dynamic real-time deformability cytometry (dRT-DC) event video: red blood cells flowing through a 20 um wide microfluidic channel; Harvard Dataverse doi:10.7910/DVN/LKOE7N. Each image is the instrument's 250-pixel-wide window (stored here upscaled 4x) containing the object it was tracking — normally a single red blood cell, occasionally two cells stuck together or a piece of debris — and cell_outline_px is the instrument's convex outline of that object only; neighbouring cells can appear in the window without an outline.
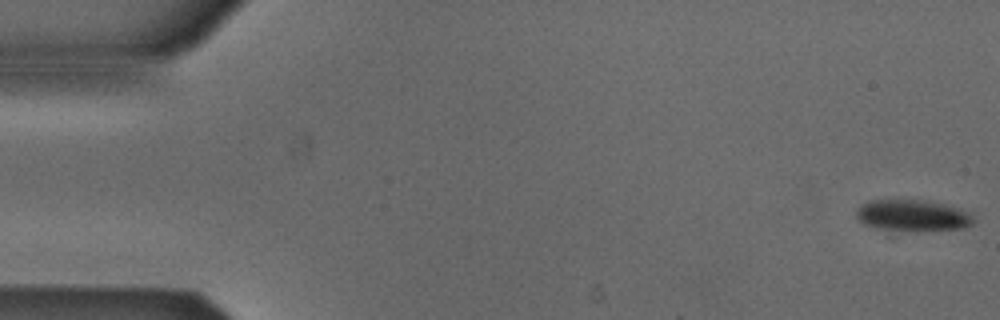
{"species": "Egyptian fruit bat (a non-hibernating species)", "species_latin": "Rousettus aegyptiacus", "temperature_condition": "cold", "stored_images_in_passage": 15, "camera_frame_rate_fps": 3000, "um_per_image_px": 0.085, "animal": {"sex": "male"}, "frame": {"image": 1, "passage_image": 1, "time_ms": 0.0, "image_size_px": [1000, 320], "cell_outline_px": [[976, 220], [972, 224], [964, 228], [876, 228], [864, 224], [856, 216], [856, 208], [860, 204], [868, 200], [928, 200], [960, 208], [972, 212]], "centroid_in_image_um": [77.59, 18.25], "position_along_channel_um": 7.4, "area_um2": 20.81}}
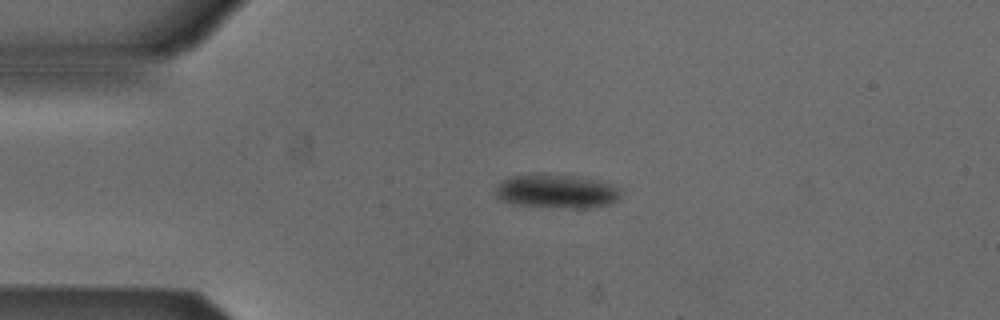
{"frame": {"image": 2, "passage_image": 12, "time_ms": 3.667, "image_size_px": [1000, 320], "cell_outline_px": [[620, 196], [616, 200], [608, 204], [588, 208], [572, 208], [512, 204], [500, 200], [496, 196], [496, 188], [508, 176], [544, 172], [580, 176], [600, 180], [612, 184], [620, 188]], "centroid_in_image_um": [47.31, 16.22], "position_along_channel_um": 37.7, "area_um2": 25.2}}